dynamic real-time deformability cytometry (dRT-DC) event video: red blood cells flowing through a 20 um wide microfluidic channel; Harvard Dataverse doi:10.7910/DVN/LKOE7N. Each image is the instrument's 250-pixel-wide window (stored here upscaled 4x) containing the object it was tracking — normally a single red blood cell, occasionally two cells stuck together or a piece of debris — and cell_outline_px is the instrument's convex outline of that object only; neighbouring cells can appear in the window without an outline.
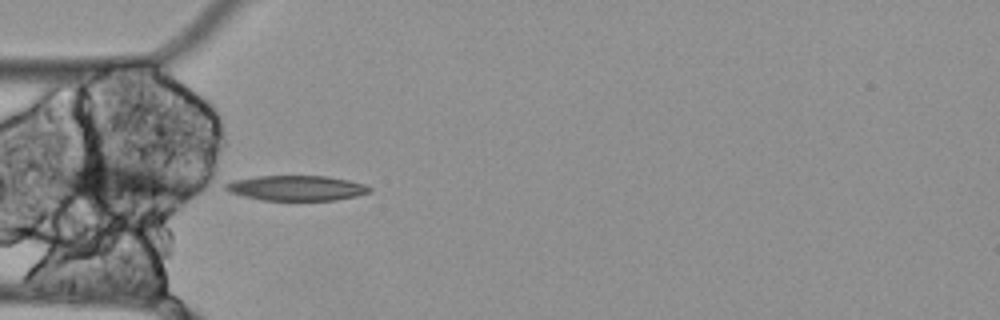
{"species": "Egyptian fruit bat (a non-hibernating species)", "species_latin": "Rousettus aegyptiacus", "temperature_condition": "cold", "stored_images_in_passage": 7, "segment_of_instrument_passage": [2, 2], "camera_frame_rate_fps": 3000, "um_per_image_px": 0.085, "animal": {"sex": "female"}, "frame": {"image": 1, "passage_image": 4, "time_ms": 1.0, "image_size_px": [1000, 320], "cell_outline_px": [[372, 192], [356, 196], [336, 200], [264, 200], [244, 196], [228, 192], [224, 188], [224, 184], [232, 180], [256, 176], [328, 176], [348, 180], [364, 184], [372, 188]], "centroid_in_image_um": [25.2, 15.98], "position_along_channel_um": 59.8, "area_um2": 21.15}}
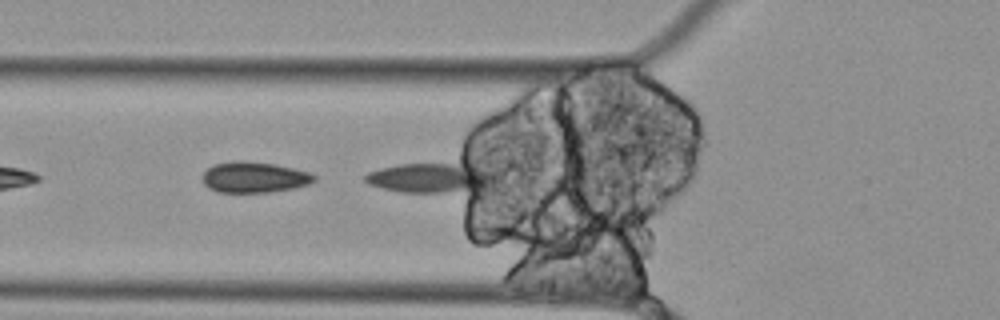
{"frame": {"image": 2, "passage_image": 6, "time_ms": 1.667, "image_size_px": [1000, 320], "cell_outline_px": [[316, 180], [308, 184], [296, 188], [272, 192], [216, 192], [208, 188], [204, 184], [200, 176], [212, 164], [236, 160], [240, 160], [276, 164], [308, 172], [316, 176]], "centroid_in_image_um": [21.57, 15.06], "position_along_channel_um": 104.2, "area_um2": 20.35}}